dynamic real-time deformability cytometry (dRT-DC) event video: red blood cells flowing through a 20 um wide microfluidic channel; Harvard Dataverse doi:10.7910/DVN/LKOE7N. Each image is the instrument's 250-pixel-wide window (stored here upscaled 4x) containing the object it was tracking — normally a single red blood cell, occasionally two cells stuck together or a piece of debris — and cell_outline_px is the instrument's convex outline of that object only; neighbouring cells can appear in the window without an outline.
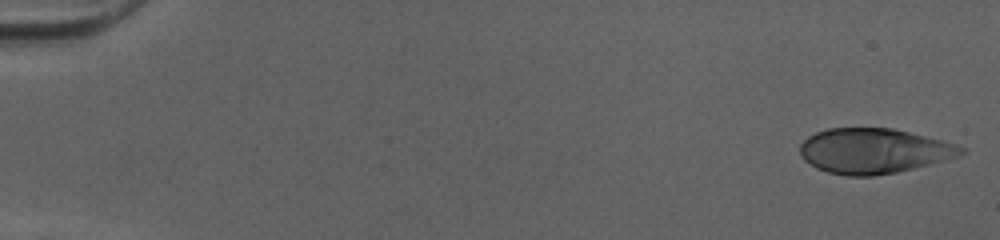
{"species": "human", "species_latin": "Homo sapiens", "temperature_condition": "cold", "stored_images_in_passage": 15, "camera_frame_rate_fps": 3000, "um_per_image_px": 0.085, "donor": {"sex": "female"}, "frame": {"image": 1, "passage_image": 1, "time_ms": 0.0, "image_size_px": [1000, 240], "cell_outline_px": [[968, 152], [960, 156], [896, 172], [872, 176], [848, 176], [828, 172], [816, 168], [804, 160], [800, 156], [800, 144], [808, 136], [816, 132], [828, 128], [892, 128], [940, 140], [968, 148]], "centroid_in_image_um": [74.25, 12.83], "position_along_channel_um": 10.7, "area_um2": 42.19}}
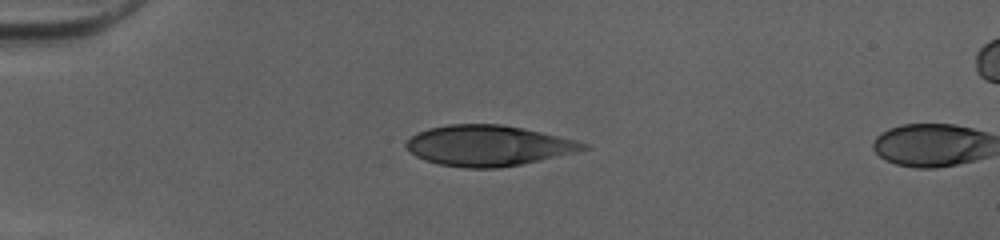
{"frame": {"image": 2, "passage_image": 13, "time_ms": 4.0, "image_size_px": [1000, 240], "cell_outline_px": [[588, 148], [576, 152], [540, 160], [500, 168], [464, 168], [440, 164], [424, 160], [416, 156], [404, 148], [404, 144], [416, 132], [428, 128], [448, 124], [500, 124], [524, 128], [576, 140], [588, 144]], "centroid_in_image_um": [41.46, 12.37], "position_along_channel_um": 43.5, "area_um2": 41.96}}